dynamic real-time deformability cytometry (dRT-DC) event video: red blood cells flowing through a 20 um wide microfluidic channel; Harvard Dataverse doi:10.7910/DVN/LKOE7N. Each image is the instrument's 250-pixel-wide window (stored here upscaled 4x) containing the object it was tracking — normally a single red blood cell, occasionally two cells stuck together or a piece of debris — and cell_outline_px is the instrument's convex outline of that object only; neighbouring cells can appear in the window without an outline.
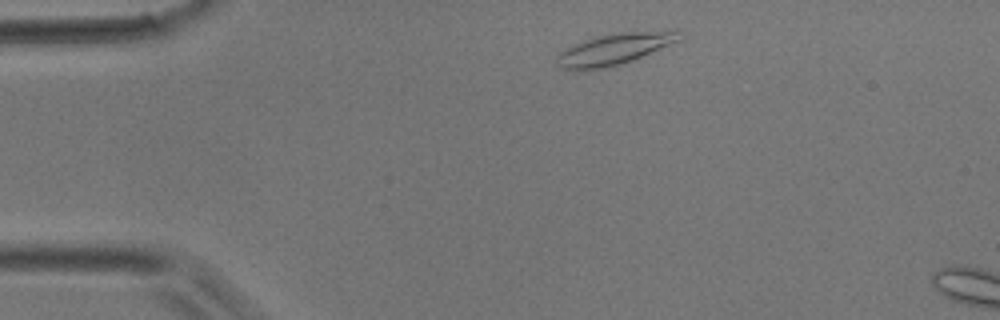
{"species": "common noctule bat (a hibernating species)", "species_latin": "Nyctalus noctula", "temperature_condition": "room temperature", "stored_images_in_passage": 2, "camera_frame_rate_fps": 3000, "um_per_image_px": 0.085, "animal": {"sex": "male", "body_mass_g": 17.9}, "frame": {"image": 1, "passage_image": 1, "time_ms": 0.0, "image_size_px": [1000, 320], "cell_outline_px": [[684, 40], [632, 60], [620, 64], [588, 72], [580, 72], [560, 68], [556, 64], [556, 56], [560, 52], [584, 40], [596, 36], [620, 32], [676, 28]], "centroid_in_image_um": [52.29, 4.17], "position_along_channel_um": 32.7, "area_um2": 23.24}}